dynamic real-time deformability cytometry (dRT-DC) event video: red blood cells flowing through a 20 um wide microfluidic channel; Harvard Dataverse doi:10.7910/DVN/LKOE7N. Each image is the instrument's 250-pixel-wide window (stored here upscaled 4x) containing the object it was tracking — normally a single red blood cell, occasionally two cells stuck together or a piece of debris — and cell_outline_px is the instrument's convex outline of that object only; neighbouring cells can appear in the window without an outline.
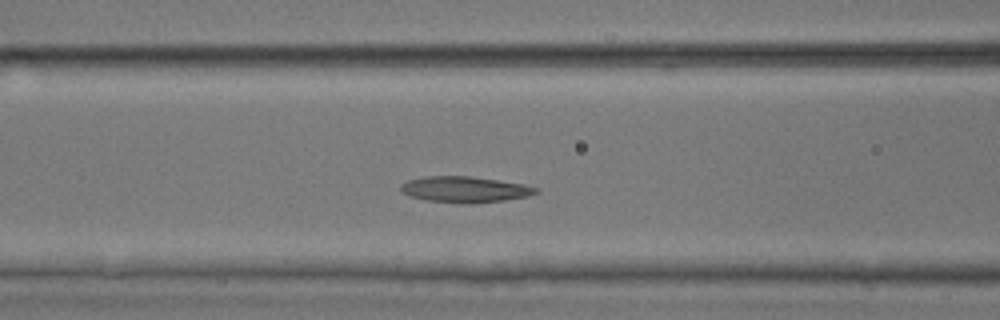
{"species": "common noctule bat (a hibernating species)", "species_latin": "Nyctalus noctula", "temperature_condition": "room temperature", "stored_images_in_passage": 35, "camera_frame_rate_fps": 3000, "um_per_image_px": 0.085, "animal": {"sex": "male", "body_mass_g": 17.9, "forearm_length_mm": 54.2}, "frame": {"image": 1, "passage_image": 5, "time_ms": 1.333, "image_size_px": [1000, 320], "cell_outline_px": [[540, 192], [528, 196], [504, 200], [464, 204], [424, 200], [408, 196], [400, 192], [400, 184], [408, 180], [424, 176], [472, 176], [524, 184], [540, 188]], "centroid_in_image_um": [39.49, 16.1], "position_along_channel_um": 127.1, "area_um2": 20.75}}
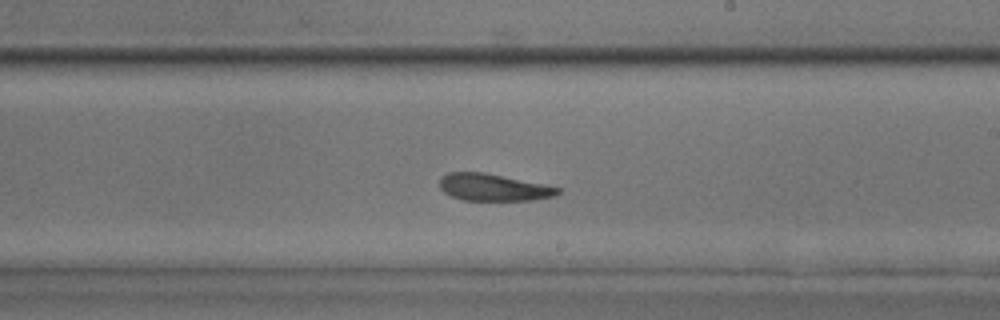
{"frame": {"image": 2, "passage_image": 14, "time_ms": 4.333, "image_size_px": [1000, 320], "cell_outline_px": [[560, 192], [556, 196], [532, 200], [460, 200], [444, 192], [440, 188], [440, 176], [448, 172], [484, 172], [560, 188]], "centroid_in_image_um": [41.89, 15.93], "position_along_channel_um": 247.1, "area_um2": 18.5}}
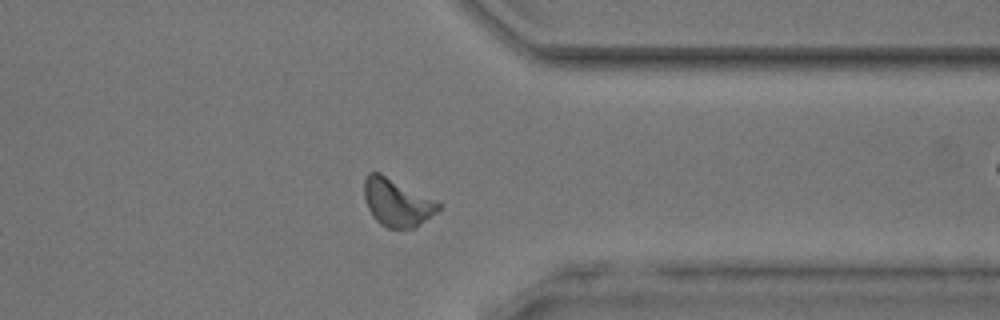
{"frame": {"image": 3, "passage_image": 24, "time_ms": 7.667, "image_size_px": [1000, 320], "cell_outline_px": [[444, 204], [436, 212], [416, 228], [388, 228], [380, 224], [372, 216], [368, 208], [364, 196], [364, 180], [368, 172], [380, 172]], "centroid_in_image_um": [33.75, 17.2], "position_along_channel_um": 377.7, "area_um2": 20.75}, "authors_computed_cell_mechanics": {"area_um2": 19.1896, "velocity_mm_per_s": 4.0271, "shape_relaxation_time_tau1_ms": 5.0243, "shape_relaxation_time_tau2_ms": 4.2856, "deformation_change_tau1": 0.1388, "deformation_change_tau2": 0.1353}}